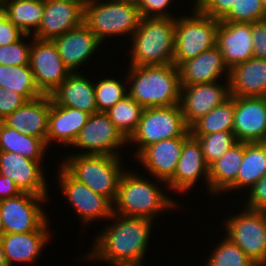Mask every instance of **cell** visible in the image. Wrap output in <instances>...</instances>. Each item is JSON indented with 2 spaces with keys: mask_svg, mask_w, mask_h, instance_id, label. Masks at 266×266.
Instances as JSON below:
<instances>
[{
  "mask_svg": "<svg viewBox=\"0 0 266 266\" xmlns=\"http://www.w3.org/2000/svg\"><path fill=\"white\" fill-rule=\"evenodd\" d=\"M115 224L97 236L89 257L115 266H140L145 255L152 220L120 216Z\"/></svg>",
  "mask_w": 266,
  "mask_h": 266,
  "instance_id": "6da1fadb",
  "label": "cell"
},
{
  "mask_svg": "<svg viewBox=\"0 0 266 266\" xmlns=\"http://www.w3.org/2000/svg\"><path fill=\"white\" fill-rule=\"evenodd\" d=\"M129 75L134 80L127 93L143 108L180 104V73L174 64L130 65Z\"/></svg>",
  "mask_w": 266,
  "mask_h": 266,
  "instance_id": "7a4b0ae2",
  "label": "cell"
},
{
  "mask_svg": "<svg viewBox=\"0 0 266 266\" xmlns=\"http://www.w3.org/2000/svg\"><path fill=\"white\" fill-rule=\"evenodd\" d=\"M176 19L171 17L141 18L132 35L131 65L173 64Z\"/></svg>",
  "mask_w": 266,
  "mask_h": 266,
  "instance_id": "3957f363",
  "label": "cell"
},
{
  "mask_svg": "<svg viewBox=\"0 0 266 266\" xmlns=\"http://www.w3.org/2000/svg\"><path fill=\"white\" fill-rule=\"evenodd\" d=\"M175 204L149 180L123 171L113 202V206L117 208H113L112 217L121 215L153 220L158 212L172 208Z\"/></svg>",
  "mask_w": 266,
  "mask_h": 266,
  "instance_id": "277c9868",
  "label": "cell"
},
{
  "mask_svg": "<svg viewBox=\"0 0 266 266\" xmlns=\"http://www.w3.org/2000/svg\"><path fill=\"white\" fill-rule=\"evenodd\" d=\"M119 162V156L77 154L65 160L62 167L77 181L113 204L123 174Z\"/></svg>",
  "mask_w": 266,
  "mask_h": 266,
  "instance_id": "5b68a950",
  "label": "cell"
},
{
  "mask_svg": "<svg viewBox=\"0 0 266 266\" xmlns=\"http://www.w3.org/2000/svg\"><path fill=\"white\" fill-rule=\"evenodd\" d=\"M136 1L112 0L96 3L89 0L84 3L83 22L103 42L106 36L134 34L141 20Z\"/></svg>",
  "mask_w": 266,
  "mask_h": 266,
  "instance_id": "8992f818",
  "label": "cell"
},
{
  "mask_svg": "<svg viewBox=\"0 0 266 266\" xmlns=\"http://www.w3.org/2000/svg\"><path fill=\"white\" fill-rule=\"evenodd\" d=\"M194 11L191 17L176 20L173 64L177 68L216 45L220 20L206 16L196 8Z\"/></svg>",
  "mask_w": 266,
  "mask_h": 266,
  "instance_id": "52a82bcc",
  "label": "cell"
},
{
  "mask_svg": "<svg viewBox=\"0 0 266 266\" xmlns=\"http://www.w3.org/2000/svg\"><path fill=\"white\" fill-rule=\"evenodd\" d=\"M190 135L180 105L148 107L144 108L136 131L128 141L140 145L136 152L138 156L146 147L161 140Z\"/></svg>",
  "mask_w": 266,
  "mask_h": 266,
  "instance_id": "ba28073f",
  "label": "cell"
},
{
  "mask_svg": "<svg viewBox=\"0 0 266 266\" xmlns=\"http://www.w3.org/2000/svg\"><path fill=\"white\" fill-rule=\"evenodd\" d=\"M227 238L259 266H266V223L262 211L245 209L226 222Z\"/></svg>",
  "mask_w": 266,
  "mask_h": 266,
  "instance_id": "9c48e42d",
  "label": "cell"
},
{
  "mask_svg": "<svg viewBox=\"0 0 266 266\" xmlns=\"http://www.w3.org/2000/svg\"><path fill=\"white\" fill-rule=\"evenodd\" d=\"M46 197L22 192L17 196L0 200V217L5 234L38 231L48 222L45 212L37 204Z\"/></svg>",
  "mask_w": 266,
  "mask_h": 266,
  "instance_id": "30bf717a",
  "label": "cell"
},
{
  "mask_svg": "<svg viewBox=\"0 0 266 266\" xmlns=\"http://www.w3.org/2000/svg\"><path fill=\"white\" fill-rule=\"evenodd\" d=\"M30 67L36 86L43 95H50L72 73L51 40L34 38L30 50Z\"/></svg>",
  "mask_w": 266,
  "mask_h": 266,
  "instance_id": "8fae6325",
  "label": "cell"
},
{
  "mask_svg": "<svg viewBox=\"0 0 266 266\" xmlns=\"http://www.w3.org/2000/svg\"><path fill=\"white\" fill-rule=\"evenodd\" d=\"M126 141L105 112H96L90 115L73 145L88 150L80 154L118 156L113 149Z\"/></svg>",
  "mask_w": 266,
  "mask_h": 266,
  "instance_id": "7c38bea8",
  "label": "cell"
},
{
  "mask_svg": "<svg viewBox=\"0 0 266 266\" xmlns=\"http://www.w3.org/2000/svg\"><path fill=\"white\" fill-rule=\"evenodd\" d=\"M83 18L81 0H44L42 21L33 38L52 41L80 25Z\"/></svg>",
  "mask_w": 266,
  "mask_h": 266,
  "instance_id": "4fadbf2b",
  "label": "cell"
},
{
  "mask_svg": "<svg viewBox=\"0 0 266 266\" xmlns=\"http://www.w3.org/2000/svg\"><path fill=\"white\" fill-rule=\"evenodd\" d=\"M226 84L224 87L214 81L204 84L181 85L179 105L188 127L231 97L229 80Z\"/></svg>",
  "mask_w": 266,
  "mask_h": 266,
  "instance_id": "5bb4252c",
  "label": "cell"
},
{
  "mask_svg": "<svg viewBox=\"0 0 266 266\" xmlns=\"http://www.w3.org/2000/svg\"><path fill=\"white\" fill-rule=\"evenodd\" d=\"M239 142H266V97H235L233 131Z\"/></svg>",
  "mask_w": 266,
  "mask_h": 266,
  "instance_id": "9a60e30c",
  "label": "cell"
},
{
  "mask_svg": "<svg viewBox=\"0 0 266 266\" xmlns=\"http://www.w3.org/2000/svg\"><path fill=\"white\" fill-rule=\"evenodd\" d=\"M60 171L61 189L84 222L112 217L113 205L106 197L96 194L88 186L77 181L63 167Z\"/></svg>",
  "mask_w": 266,
  "mask_h": 266,
  "instance_id": "2e32d148",
  "label": "cell"
},
{
  "mask_svg": "<svg viewBox=\"0 0 266 266\" xmlns=\"http://www.w3.org/2000/svg\"><path fill=\"white\" fill-rule=\"evenodd\" d=\"M252 23L220 21L216 32V46L230 70L253 56Z\"/></svg>",
  "mask_w": 266,
  "mask_h": 266,
  "instance_id": "e0dca14e",
  "label": "cell"
},
{
  "mask_svg": "<svg viewBox=\"0 0 266 266\" xmlns=\"http://www.w3.org/2000/svg\"><path fill=\"white\" fill-rule=\"evenodd\" d=\"M40 162L14 152L0 151V175L13 180L21 192L47 196Z\"/></svg>",
  "mask_w": 266,
  "mask_h": 266,
  "instance_id": "ac0fdd59",
  "label": "cell"
},
{
  "mask_svg": "<svg viewBox=\"0 0 266 266\" xmlns=\"http://www.w3.org/2000/svg\"><path fill=\"white\" fill-rule=\"evenodd\" d=\"M51 96L42 95L27 101L23 106L6 116L2 122L20 133L42 139L46 143Z\"/></svg>",
  "mask_w": 266,
  "mask_h": 266,
  "instance_id": "d6986e66",
  "label": "cell"
},
{
  "mask_svg": "<svg viewBox=\"0 0 266 266\" xmlns=\"http://www.w3.org/2000/svg\"><path fill=\"white\" fill-rule=\"evenodd\" d=\"M187 138L161 140L146 147L137 158L150 171V174L167 183L176 172L183 143Z\"/></svg>",
  "mask_w": 266,
  "mask_h": 266,
  "instance_id": "ffe728a7",
  "label": "cell"
},
{
  "mask_svg": "<svg viewBox=\"0 0 266 266\" xmlns=\"http://www.w3.org/2000/svg\"><path fill=\"white\" fill-rule=\"evenodd\" d=\"M52 41L63 63L71 72L92 56L101 44L84 22Z\"/></svg>",
  "mask_w": 266,
  "mask_h": 266,
  "instance_id": "44dd1931",
  "label": "cell"
},
{
  "mask_svg": "<svg viewBox=\"0 0 266 266\" xmlns=\"http://www.w3.org/2000/svg\"><path fill=\"white\" fill-rule=\"evenodd\" d=\"M203 173L206 181H209V166L205 162L201 144L190 135L183 143L176 172L167 185L176 191L186 192Z\"/></svg>",
  "mask_w": 266,
  "mask_h": 266,
  "instance_id": "7402d4cb",
  "label": "cell"
},
{
  "mask_svg": "<svg viewBox=\"0 0 266 266\" xmlns=\"http://www.w3.org/2000/svg\"><path fill=\"white\" fill-rule=\"evenodd\" d=\"M230 96L266 97V60L252 57L229 70Z\"/></svg>",
  "mask_w": 266,
  "mask_h": 266,
  "instance_id": "603a6c76",
  "label": "cell"
},
{
  "mask_svg": "<svg viewBox=\"0 0 266 266\" xmlns=\"http://www.w3.org/2000/svg\"><path fill=\"white\" fill-rule=\"evenodd\" d=\"M91 114L72 107L57 105L51 99L46 145L52 140L73 145Z\"/></svg>",
  "mask_w": 266,
  "mask_h": 266,
  "instance_id": "cb8c5ba5",
  "label": "cell"
},
{
  "mask_svg": "<svg viewBox=\"0 0 266 266\" xmlns=\"http://www.w3.org/2000/svg\"><path fill=\"white\" fill-rule=\"evenodd\" d=\"M181 85L204 84L217 81L225 70L229 78V69L225 65L220 49L215 45L197 57L183 62L179 67Z\"/></svg>",
  "mask_w": 266,
  "mask_h": 266,
  "instance_id": "d4e9b609",
  "label": "cell"
},
{
  "mask_svg": "<svg viewBox=\"0 0 266 266\" xmlns=\"http://www.w3.org/2000/svg\"><path fill=\"white\" fill-rule=\"evenodd\" d=\"M57 104L89 114L97 112L94 84L76 72L71 73L51 94Z\"/></svg>",
  "mask_w": 266,
  "mask_h": 266,
  "instance_id": "484cf974",
  "label": "cell"
},
{
  "mask_svg": "<svg viewBox=\"0 0 266 266\" xmlns=\"http://www.w3.org/2000/svg\"><path fill=\"white\" fill-rule=\"evenodd\" d=\"M47 223L38 231L9 233L1 237L0 240L8 266H12L14 261L30 263L36 259L48 239Z\"/></svg>",
  "mask_w": 266,
  "mask_h": 266,
  "instance_id": "4316f807",
  "label": "cell"
},
{
  "mask_svg": "<svg viewBox=\"0 0 266 266\" xmlns=\"http://www.w3.org/2000/svg\"><path fill=\"white\" fill-rule=\"evenodd\" d=\"M244 156V142H237L209 167L207 185L211 192L228 189L237 178Z\"/></svg>",
  "mask_w": 266,
  "mask_h": 266,
  "instance_id": "83f0119b",
  "label": "cell"
},
{
  "mask_svg": "<svg viewBox=\"0 0 266 266\" xmlns=\"http://www.w3.org/2000/svg\"><path fill=\"white\" fill-rule=\"evenodd\" d=\"M266 174V142H244V156L236 181L227 189L252 187Z\"/></svg>",
  "mask_w": 266,
  "mask_h": 266,
  "instance_id": "f1b7e54d",
  "label": "cell"
},
{
  "mask_svg": "<svg viewBox=\"0 0 266 266\" xmlns=\"http://www.w3.org/2000/svg\"><path fill=\"white\" fill-rule=\"evenodd\" d=\"M47 145L40 139L25 135L0 121V151L14 152L34 161H41Z\"/></svg>",
  "mask_w": 266,
  "mask_h": 266,
  "instance_id": "f546056e",
  "label": "cell"
},
{
  "mask_svg": "<svg viewBox=\"0 0 266 266\" xmlns=\"http://www.w3.org/2000/svg\"><path fill=\"white\" fill-rule=\"evenodd\" d=\"M7 11V18L24 34L31 33L39 28L44 11V0H5L3 2Z\"/></svg>",
  "mask_w": 266,
  "mask_h": 266,
  "instance_id": "4dcf8cb0",
  "label": "cell"
},
{
  "mask_svg": "<svg viewBox=\"0 0 266 266\" xmlns=\"http://www.w3.org/2000/svg\"><path fill=\"white\" fill-rule=\"evenodd\" d=\"M234 124V96L223 104L214 107L208 114L200 117L190 127L191 135H205L215 132H232Z\"/></svg>",
  "mask_w": 266,
  "mask_h": 266,
  "instance_id": "1f68e13d",
  "label": "cell"
},
{
  "mask_svg": "<svg viewBox=\"0 0 266 266\" xmlns=\"http://www.w3.org/2000/svg\"><path fill=\"white\" fill-rule=\"evenodd\" d=\"M0 87L14 90L28 101L41 97L30 65L8 66L0 64Z\"/></svg>",
  "mask_w": 266,
  "mask_h": 266,
  "instance_id": "d6a6232c",
  "label": "cell"
},
{
  "mask_svg": "<svg viewBox=\"0 0 266 266\" xmlns=\"http://www.w3.org/2000/svg\"><path fill=\"white\" fill-rule=\"evenodd\" d=\"M144 108L128 94L105 113L128 140L136 131Z\"/></svg>",
  "mask_w": 266,
  "mask_h": 266,
  "instance_id": "836d02e7",
  "label": "cell"
},
{
  "mask_svg": "<svg viewBox=\"0 0 266 266\" xmlns=\"http://www.w3.org/2000/svg\"><path fill=\"white\" fill-rule=\"evenodd\" d=\"M200 142L206 164L210 167L238 141L233 132L192 135Z\"/></svg>",
  "mask_w": 266,
  "mask_h": 266,
  "instance_id": "e575fe53",
  "label": "cell"
},
{
  "mask_svg": "<svg viewBox=\"0 0 266 266\" xmlns=\"http://www.w3.org/2000/svg\"><path fill=\"white\" fill-rule=\"evenodd\" d=\"M207 266H259L227 237L214 250Z\"/></svg>",
  "mask_w": 266,
  "mask_h": 266,
  "instance_id": "d590c367",
  "label": "cell"
},
{
  "mask_svg": "<svg viewBox=\"0 0 266 266\" xmlns=\"http://www.w3.org/2000/svg\"><path fill=\"white\" fill-rule=\"evenodd\" d=\"M264 19L266 9L261 0H235L231 10L220 21L254 23Z\"/></svg>",
  "mask_w": 266,
  "mask_h": 266,
  "instance_id": "8d00e7d4",
  "label": "cell"
},
{
  "mask_svg": "<svg viewBox=\"0 0 266 266\" xmlns=\"http://www.w3.org/2000/svg\"><path fill=\"white\" fill-rule=\"evenodd\" d=\"M94 87L97 112H106L128 94L118 80L111 78L99 81Z\"/></svg>",
  "mask_w": 266,
  "mask_h": 266,
  "instance_id": "74e56055",
  "label": "cell"
},
{
  "mask_svg": "<svg viewBox=\"0 0 266 266\" xmlns=\"http://www.w3.org/2000/svg\"><path fill=\"white\" fill-rule=\"evenodd\" d=\"M31 45L18 41L0 46V64L8 66L30 65Z\"/></svg>",
  "mask_w": 266,
  "mask_h": 266,
  "instance_id": "f35d334b",
  "label": "cell"
},
{
  "mask_svg": "<svg viewBox=\"0 0 266 266\" xmlns=\"http://www.w3.org/2000/svg\"><path fill=\"white\" fill-rule=\"evenodd\" d=\"M235 0H196V9L202 14L221 20L232 8Z\"/></svg>",
  "mask_w": 266,
  "mask_h": 266,
  "instance_id": "ab89813d",
  "label": "cell"
},
{
  "mask_svg": "<svg viewBox=\"0 0 266 266\" xmlns=\"http://www.w3.org/2000/svg\"><path fill=\"white\" fill-rule=\"evenodd\" d=\"M28 100L14 90L0 87V121L23 106Z\"/></svg>",
  "mask_w": 266,
  "mask_h": 266,
  "instance_id": "60d3db41",
  "label": "cell"
},
{
  "mask_svg": "<svg viewBox=\"0 0 266 266\" xmlns=\"http://www.w3.org/2000/svg\"><path fill=\"white\" fill-rule=\"evenodd\" d=\"M171 3V0H137L136 4L139 8L140 15L142 18H154V17H168L169 14L163 12ZM152 13V14H151Z\"/></svg>",
  "mask_w": 266,
  "mask_h": 266,
  "instance_id": "b9f144b4",
  "label": "cell"
},
{
  "mask_svg": "<svg viewBox=\"0 0 266 266\" xmlns=\"http://www.w3.org/2000/svg\"><path fill=\"white\" fill-rule=\"evenodd\" d=\"M253 56L266 60V19L252 23Z\"/></svg>",
  "mask_w": 266,
  "mask_h": 266,
  "instance_id": "7bdbcfd3",
  "label": "cell"
},
{
  "mask_svg": "<svg viewBox=\"0 0 266 266\" xmlns=\"http://www.w3.org/2000/svg\"><path fill=\"white\" fill-rule=\"evenodd\" d=\"M246 209L262 211L266 209V174L250 188Z\"/></svg>",
  "mask_w": 266,
  "mask_h": 266,
  "instance_id": "ee69618b",
  "label": "cell"
},
{
  "mask_svg": "<svg viewBox=\"0 0 266 266\" xmlns=\"http://www.w3.org/2000/svg\"><path fill=\"white\" fill-rule=\"evenodd\" d=\"M24 34L17 26H15L8 18L0 24V46L8 45L18 41Z\"/></svg>",
  "mask_w": 266,
  "mask_h": 266,
  "instance_id": "f6af8a7d",
  "label": "cell"
},
{
  "mask_svg": "<svg viewBox=\"0 0 266 266\" xmlns=\"http://www.w3.org/2000/svg\"><path fill=\"white\" fill-rule=\"evenodd\" d=\"M21 193L22 192L16 186L13 180L6 176L0 175V200L17 196Z\"/></svg>",
  "mask_w": 266,
  "mask_h": 266,
  "instance_id": "bcb514c9",
  "label": "cell"
},
{
  "mask_svg": "<svg viewBox=\"0 0 266 266\" xmlns=\"http://www.w3.org/2000/svg\"><path fill=\"white\" fill-rule=\"evenodd\" d=\"M0 266H8L1 240H0Z\"/></svg>",
  "mask_w": 266,
  "mask_h": 266,
  "instance_id": "7dc6e473",
  "label": "cell"
},
{
  "mask_svg": "<svg viewBox=\"0 0 266 266\" xmlns=\"http://www.w3.org/2000/svg\"><path fill=\"white\" fill-rule=\"evenodd\" d=\"M7 18V11L3 3H0V24Z\"/></svg>",
  "mask_w": 266,
  "mask_h": 266,
  "instance_id": "c3c4849f",
  "label": "cell"
},
{
  "mask_svg": "<svg viewBox=\"0 0 266 266\" xmlns=\"http://www.w3.org/2000/svg\"><path fill=\"white\" fill-rule=\"evenodd\" d=\"M5 234V231H4V226H3V222L1 220V217H0V239L1 237Z\"/></svg>",
  "mask_w": 266,
  "mask_h": 266,
  "instance_id": "681fc988",
  "label": "cell"
},
{
  "mask_svg": "<svg viewBox=\"0 0 266 266\" xmlns=\"http://www.w3.org/2000/svg\"><path fill=\"white\" fill-rule=\"evenodd\" d=\"M262 214H263V217H264V221L266 223V209H263L262 210Z\"/></svg>",
  "mask_w": 266,
  "mask_h": 266,
  "instance_id": "f907efd6",
  "label": "cell"
},
{
  "mask_svg": "<svg viewBox=\"0 0 266 266\" xmlns=\"http://www.w3.org/2000/svg\"><path fill=\"white\" fill-rule=\"evenodd\" d=\"M263 7L266 9V0H261Z\"/></svg>",
  "mask_w": 266,
  "mask_h": 266,
  "instance_id": "816d5d0a",
  "label": "cell"
},
{
  "mask_svg": "<svg viewBox=\"0 0 266 266\" xmlns=\"http://www.w3.org/2000/svg\"><path fill=\"white\" fill-rule=\"evenodd\" d=\"M83 3H86V2H88L89 0H81Z\"/></svg>",
  "mask_w": 266,
  "mask_h": 266,
  "instance_id": "f5cc1de1",
  "label": "cell"
}]
</instances>
